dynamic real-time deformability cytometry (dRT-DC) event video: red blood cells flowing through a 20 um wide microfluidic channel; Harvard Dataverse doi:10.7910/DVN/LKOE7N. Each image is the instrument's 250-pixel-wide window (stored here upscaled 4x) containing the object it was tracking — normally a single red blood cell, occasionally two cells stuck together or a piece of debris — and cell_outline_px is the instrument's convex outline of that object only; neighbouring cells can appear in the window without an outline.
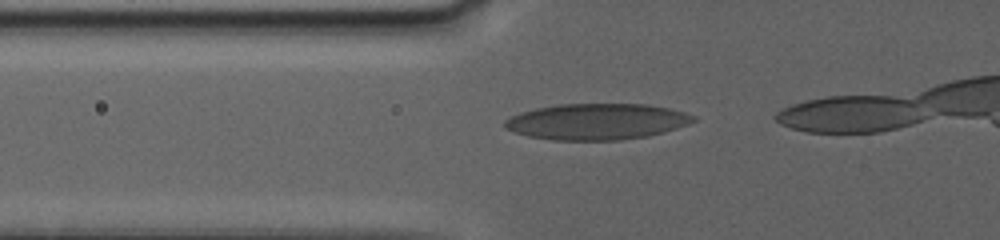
{"species": "human", "species_latin": "Homo sapiens", "temperature_condition": "warm", "stored_images_in_passage": 47, "camera_frame_rate_fps": 3000, "um_per_image_px": 0.085, "donor": {"sex": "female"}, "frame": {"image": 1, "passage_image": 2, "time_ms": 0.333, "image_size_px": [1000, 240], "cell_outline_px": [[696, 120], [688, 124], [664, 132], [648, 136], [620, 140], [552, 140], [528, 136], [504, 128], [504, 120], [520, 112], [536, 108], [556, 104], [648, 104], [668, 108], [684, 112], [696, 116]], "centroid_in_image_um": [50.72, 10.33], "position_along_channel_um": 75.1, "area_um2": 39.77}}
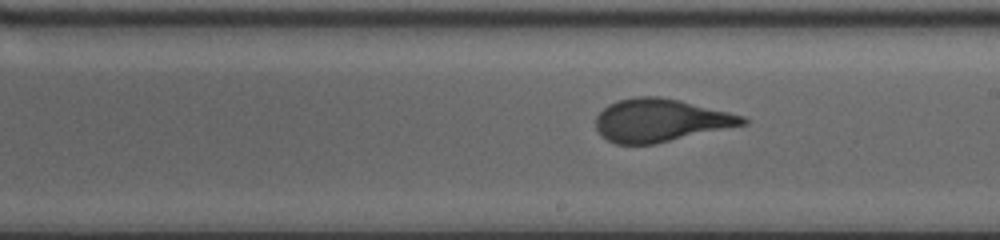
{"frame": {"image": 2, "passage_image": 28, "time_ms": 5.667, "image_size_px": [1000, 240], "cell_outline_px": [[748, 124], [656, 144], [616, 144], [608, 140], [596, 128], [596, 116], [608, 104], [616, 100], [636, 96], [656, 96], [680, 100], [744, 116], [748, 120]], "centroid_in_image_um": [56.15, 10.23], "position_along_channel_um": 232.9, "area_um2": 36.7}}
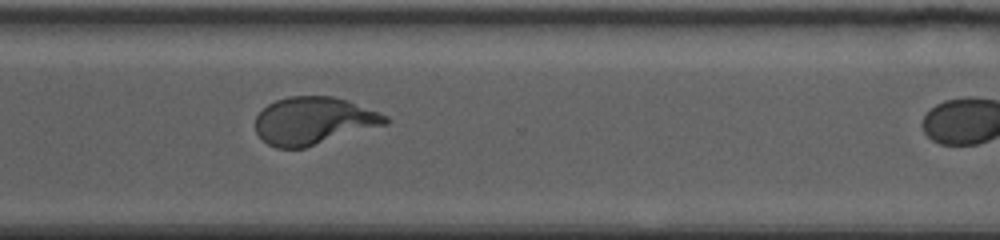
{"frame": {"image": 3, "passage_image": 46, "time_ms": 9.333, "image_size_px": [1000, 240], "cell_outline_px": [[388, 124], [304, 148], [276, 148], [268, 144], [256, 132], [256, 116], [268, 104], [276, 100], [288, 96], [332, 96], [348, 100], [380, 112], [388, 116]], "centroid_in_image_um": [26.68, 10.26], "position_along_channel_um": 343.9, "area_um2": 36.01}}